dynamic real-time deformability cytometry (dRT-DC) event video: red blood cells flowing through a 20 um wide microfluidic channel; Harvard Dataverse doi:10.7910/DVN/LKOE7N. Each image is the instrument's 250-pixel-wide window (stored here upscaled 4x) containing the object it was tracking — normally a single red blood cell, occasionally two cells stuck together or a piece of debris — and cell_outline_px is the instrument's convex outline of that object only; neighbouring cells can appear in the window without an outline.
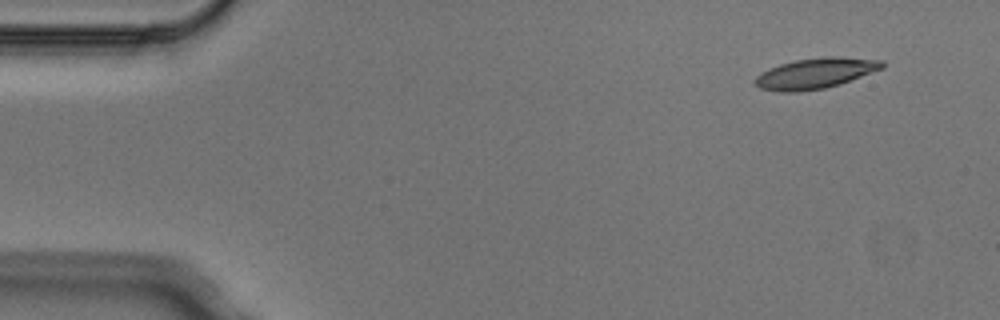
{"species": "Egyptian fruit bat (a non-hibernating species)", "species_latin": "Rousettus aegyptiacus", "temperature_condition": "cold", "stored_images_in_passage": 3, "camera_frame_rate_fps": 3000, "um_per_image_px": 0.085, "animal": {"sex": "male"}, "frame": {"image": 1, "passage_image": 1, "time_ms": 0.0, "image_size_px": [1000, 320], "cell_outline_px": [[884, 68], [840, 84], [824, 88], [796, 92], [780, 92], [760, 88], [752, 80], [756, 76], [768, 68], [780, 64], [796, 60], [824, 56], [836, 56], [884, 60]], "centroid_in_image_um": [69.31, 6.22], "position_along_channel_um": 15.7, "area_um2": 22.72}}